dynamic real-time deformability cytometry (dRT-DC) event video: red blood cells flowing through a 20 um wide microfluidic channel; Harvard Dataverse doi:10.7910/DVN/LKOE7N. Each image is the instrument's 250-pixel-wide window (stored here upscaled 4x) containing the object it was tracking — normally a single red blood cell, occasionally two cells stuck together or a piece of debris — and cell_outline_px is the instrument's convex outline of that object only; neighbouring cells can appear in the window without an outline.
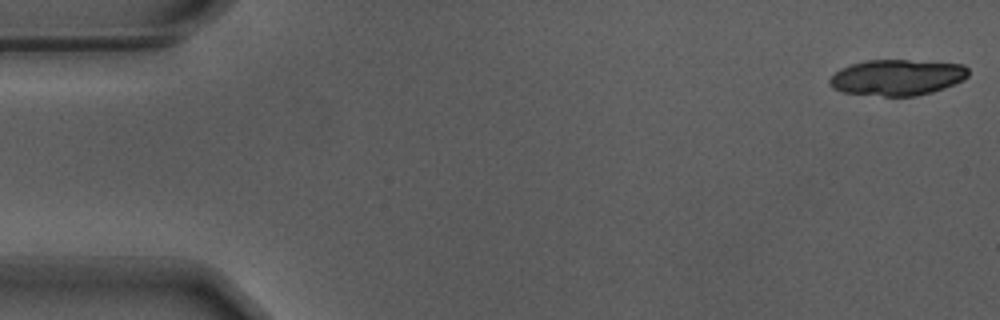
{"species": "Egyptian fruit bat (a non-hibernating species)", "species_latin": "Rousettus aegyptiacus", "temperature_condition": "warm", "stored_images_in_passage": 18, "camera_frame_rate_fps": 3000, "um_per_image_px": 0.085, "animal": {"sex": "male"}, "frame": {"image": 1, "passage_image": 1, "time_ms": 0.0, "image_size_px": [1000, 320], "cell_outline_px": [[968, 76], [964, 80], [932, 92], [916, 96], [884, 96], [844, 92], [832, 88], [828, 84], [828, 80], [840, 68], [864, 60], [908, 60], [964, 64], [968, 68]], "centroid_in_image_um": [76.25, 6.58], "position_along_channel_um": 8.7, "area_um2": 29.07}}